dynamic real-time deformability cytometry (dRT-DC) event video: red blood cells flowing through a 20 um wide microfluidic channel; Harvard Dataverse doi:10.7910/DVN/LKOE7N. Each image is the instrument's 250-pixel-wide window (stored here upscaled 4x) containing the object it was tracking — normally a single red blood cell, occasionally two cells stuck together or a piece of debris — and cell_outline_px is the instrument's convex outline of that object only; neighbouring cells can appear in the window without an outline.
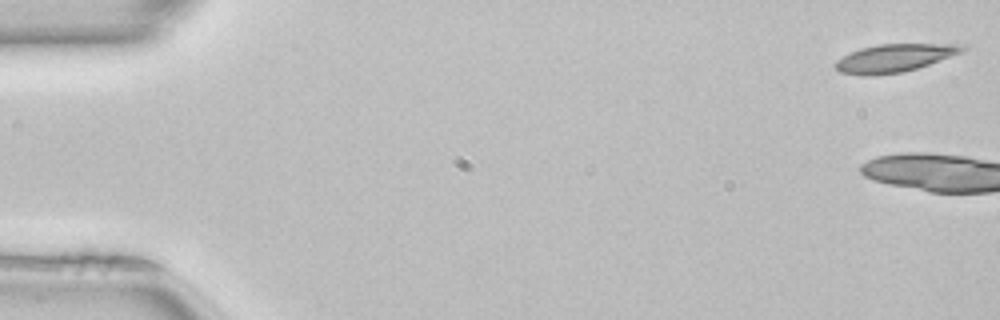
{"species": "common noctule bat (a hibernating species)", "species_latin": "Nyctalus noctula", "temperature_condition": "room temperature", "stored_images_in_passage": 4, "camera_frame_rate_fps": 3000, "um_per_image_px": 0.085, "animal": {"sex": "female", "body_mass_g": 22.7, "forearm_length_mm": 54.2}, "frame": {"image": 1, "passage_image": 1, "time_ms": 0.0, "image_size_px": [1000, 320], "cell_outline_px": [[968, 48], [964, 52], [904, 72], [872, 76], [860, 76], [840, 72], [832, 64], [836, 60], [860, 48], [880, 44], [964, 44]], "centroid_in_image_um": [76.02, 4.94], "position_along_channel_um": 9.0, "area_um2": 20.81}}